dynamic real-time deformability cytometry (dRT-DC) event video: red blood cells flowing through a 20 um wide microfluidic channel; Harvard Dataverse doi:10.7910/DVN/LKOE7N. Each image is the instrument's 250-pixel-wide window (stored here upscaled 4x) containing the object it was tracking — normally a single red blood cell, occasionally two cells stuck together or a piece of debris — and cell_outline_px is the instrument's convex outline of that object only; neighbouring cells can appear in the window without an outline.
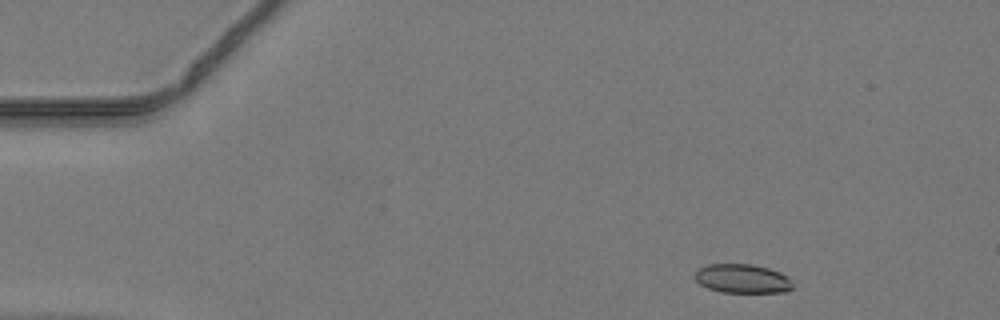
{"species": "common noctule bat (a hibernating species)", "species_latin": "Nyctalus noctula", "temperature_condition": "warm", "stored_images_in_passage": 43, "camera_frame_rate_fps": 3000, "um_per_image_px": 0.085, "animal": {"sex": "male", "body_mass_g": 19.2, "forearm_length_mm": 51.8}, "frame": {"image": 1, "passage_image": 2, "time_ms": 0.333, "image_size_px": [1000, 320], "cell_outline_px": [[792, 288], [784, 292], [720, 292], [708, 288], [700, 284], [692, 276], [700, 268], [708, 264], [752, 264], [768, 268], [780, 272], [788, 276], [792, 280]], "centroid_in_image_um": [63.1, 23.68], "position_along_channel_um": 21.9, "area_um2": 16.59}}
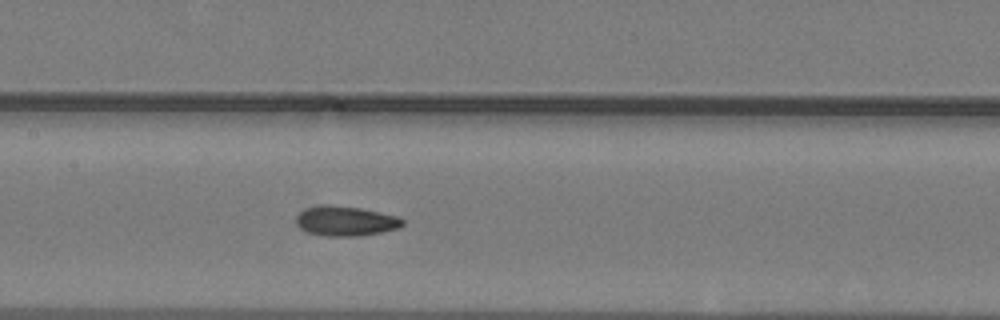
{"frame": {"image": 2, "passage_image": 19, "time_ms": 6.0, "image_size_px": [1000, 320], "cell_outline_px": [[404, 224], [400, 228], [360, 236], [324, 236], [308, 232], [300, 228], [296, 224], [296, 216], [300, 212], [308, 208], [324, 204], [328, 204], [360, 208], [380, 212], [396, 216], [404, 220]], "centroid_in_image_um": [29.38, 18.79], "position_along_channel_um": 178.0, "area_um2": 18.5}}
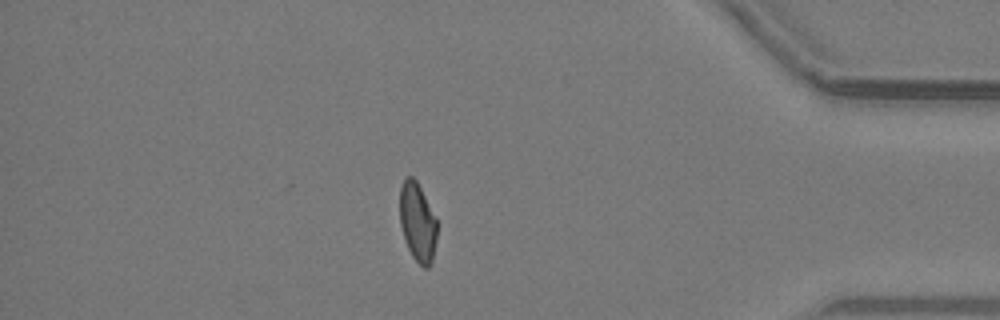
{"frame": {"image": 3, "passage_image": 37, "time_ms": 12.0, "image_size_px": [1000, 320], "cell_outline_px": [[436, 240], [432, 264], [428, 268], [424, 268], [412, 256], [408, 248], [400, 224], [400, 184], [404, 176], [412, 176], [416, 180], [436, 216]], "centroid_in_image_um": [35.49, 18.86], "position_along_channel_um": 399.7, "area_um2": 17.22}}